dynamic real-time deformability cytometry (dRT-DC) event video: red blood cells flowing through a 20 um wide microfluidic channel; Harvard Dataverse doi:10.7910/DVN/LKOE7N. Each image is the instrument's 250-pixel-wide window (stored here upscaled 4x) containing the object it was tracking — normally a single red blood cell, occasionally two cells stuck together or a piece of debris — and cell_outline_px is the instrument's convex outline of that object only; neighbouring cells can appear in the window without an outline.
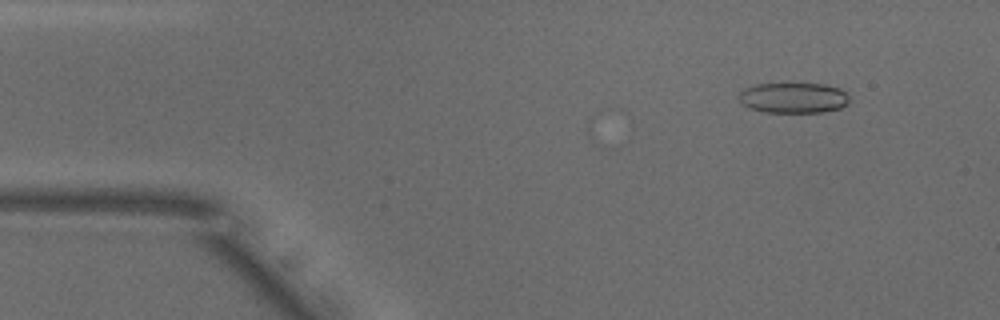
{"species": "common noctule bat (a hibernating species)", "species_latin": "Nyctalus noctula", "temperature_condition": "warm", "stored_images_in_passage": 40, "camera_frame_rate_fps": 3000, "um_per_image_px": 0.085, "animal": {"sex": "male", "body_mass_g": 18.8}, "frame": {"image": 1, "passage_image": 5, "time_ms": 1.333, "image_size_px": [1000, 320], "cell_outline_px": [[848, 104], [840, 108], [824, 112], [764, 112], [748, 108], [740, 100], [740, 92], [744, 88], [756, 84], [824, 84], [840, 88], [848, 92]], "centroid_in_image_um": [67.47, 8.32], "position_along_channel_um": 17.5, "area_um2": 19.65}}
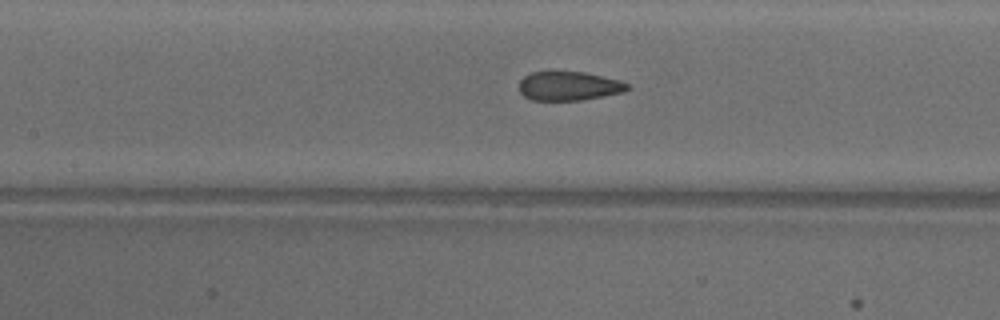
{"frame": {"image": 2, "passage_image": 22, "time_ms": 7.0, "image_size_px": [1000, 320], "cell_outline_px": [[628, 88], [624, 92], [584, 100], [532, 100], [524, 96], [520, 92], [520, 80], [524, 76], [532, 72], [552, 68], [584, 72], [620, 80], [628, 84]], "centroid_in_image_um": [48.31, 7.26], "position_along_channel_um": 159.1, "area_um2": 18.96}}
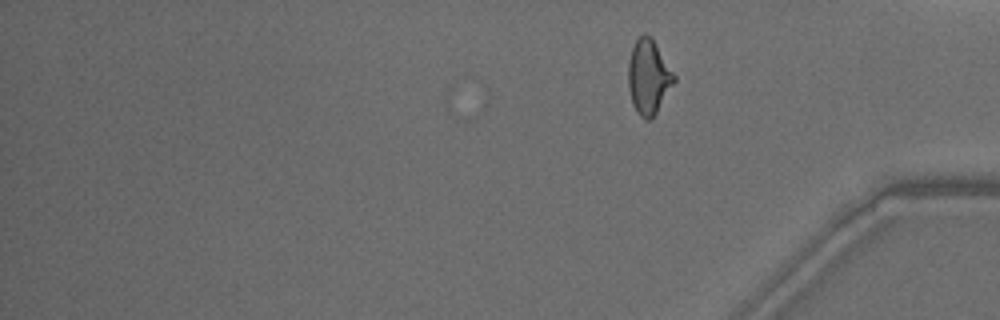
{"frame": {"image": 3, "passage_image": 40, "time_ms": 13.0, "image_size_px": [1000, 320], "cell_outline_px": [[676, 80], [652, 120], [644, 120], [636, 112], [632, 104], [628, 88], [628, 60], [632, 48], [636, 40], [640, 36], [652, 36], [676, 76]], "centroid_in_image_um": [55.13, 6.57], "position_along_channel_um": 380.1, "area_um2": 20.11}, "authors_computed_cell_mechanics": {"area_um2": 19.652, "velocity_mm_per_s": 3.8902, "shape_relaxation_time_tau1_ms": 6.4664, "shape_relaxation_time_tau2_ms": 0.9349, "deformation_change_tau1": 0.1741, "deformation_change_tau2": 0.0702}}